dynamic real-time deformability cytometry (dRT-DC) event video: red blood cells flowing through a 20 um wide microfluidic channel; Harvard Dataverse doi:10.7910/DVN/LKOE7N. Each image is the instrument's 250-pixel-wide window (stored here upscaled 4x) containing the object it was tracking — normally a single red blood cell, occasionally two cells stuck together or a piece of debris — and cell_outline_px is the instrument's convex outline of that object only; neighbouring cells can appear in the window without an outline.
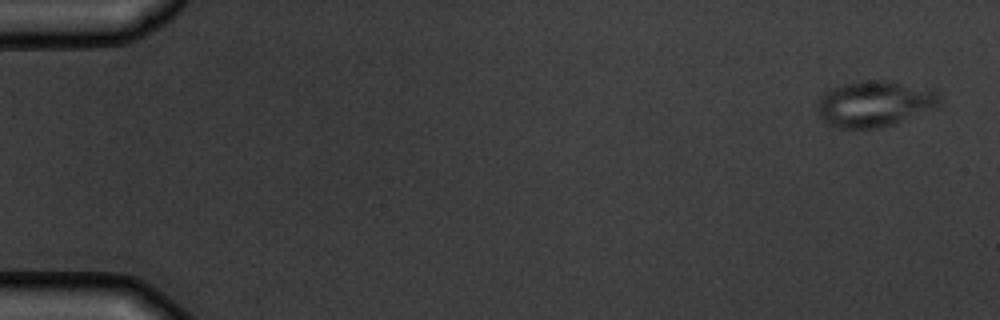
{"species": "common noctule bat (a hibernating species)", "species_latin": "Nyctalus noctula", "temperature_condition": "warm", "stored_images_in_passage": 4, "camera_frame_rate_fps": 3000, "um_per_image_px": 0.085, "animal": {"sex": "male", "body_mass_g": 19.5, "forearm_length_mm": 54.6}, "frame": {"image": 1, "passage_image": 1, "time_ms": 0.0, "image_size_px": [1000, 320], "cell_outline_px": [[940, 104], [932, 108], [896, 124], [880, 128], [836, 128], [828, 124], [816, 112], [816, 104], [820, 96], [824, 92], [832, 88], [844, 84], [860, 80], [888, 80], [936, 88], [940, 92]], "centroid_in_image_um": [74.36, 8.8], "position_along_channel_um": 10.6, "area_um2": 33.41}}